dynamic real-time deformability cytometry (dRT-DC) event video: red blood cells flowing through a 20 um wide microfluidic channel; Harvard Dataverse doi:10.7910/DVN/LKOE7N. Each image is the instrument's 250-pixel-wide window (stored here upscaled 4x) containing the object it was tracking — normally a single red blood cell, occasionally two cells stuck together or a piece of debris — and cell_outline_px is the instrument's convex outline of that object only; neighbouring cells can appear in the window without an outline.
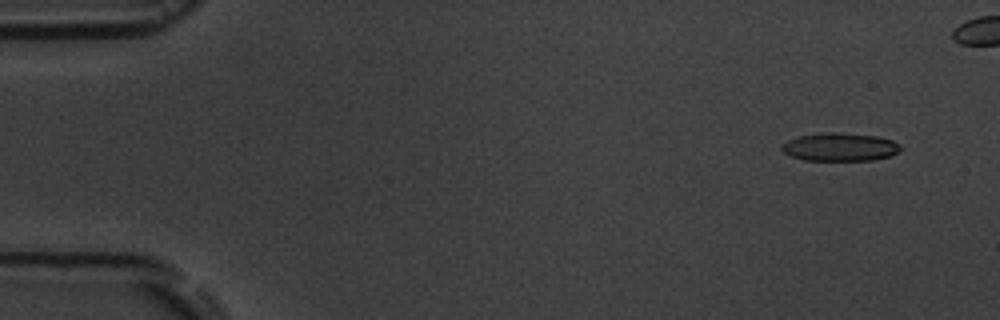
{"species": "common noctule bat (a hibernating species)", "species_latin": "Nyctalus noctula", "temperature_condition": "room temperature", "stored_images_in_passage": 8, "segment_of_instrument_passage": [1, 2], "camera_frame_rate_fps": 3000, "um_per_image_px": 0.085, "animal": {"sex": "male", "body_mass_g": 19.5, "forearm_length_mm": 54.6}, "frame": {"image": 1, "passage_image": 1, "time_ms": 0.0, "image_size_px": [1000, 320], "cell_outline_px": [[900, 148], [892, 156], [872, 160], [804, 160], [792, 156], [784, 152], [780, 148], [788, 140], [796, 136], [820, 132], [836, 132], [876, 136], [892, 140], [900, 144]], "centroid_in_image_um": [71.38, 12.48], "position_along_channel_um": 13.6, "area_um2": 19.48}}
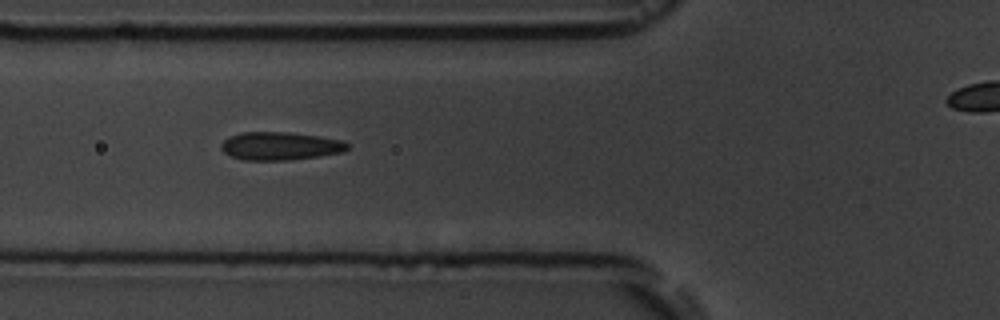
{"frame": {"image": 2, "passage_image": 6, "time_ms": 5.667, "image_size_px": [1000, 320], "cell_outline_px": [[348, 148], [344, 152], [320, 156], [288, 160], [244, 160], [232, 156], [224, 152], [220, 148], [220, 144], [224, 140], [240, 132], [288, 132], [320, 136], [344, 140], [348, 144]], "centroid_in_image_um": [23.84, 12.41], "position_along_channel_um": 102.0, "area_um2": 20.75}}
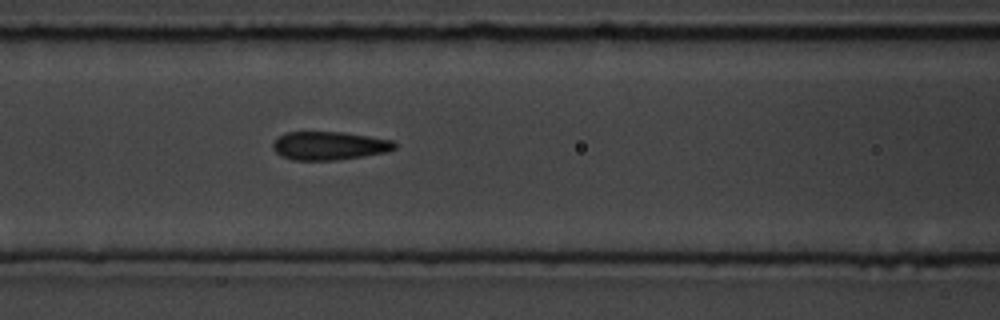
{"frame": {"image": 3, "passage_image": 7, "time_ms": 6.667, "image_size_px": [1000, 320], "cell_outline_px": [[396, 148], [388, 152], [336, 160], [292, 160], [280, 156], [272, 148], [272, 144], [280, 136], [288, 132], [344, 132], [392, 140], [396, 144]], "centroid_in_image_um": [27.99, 12.39], "position_along_channel_um": 138.6, "area_um2": 20.11}}